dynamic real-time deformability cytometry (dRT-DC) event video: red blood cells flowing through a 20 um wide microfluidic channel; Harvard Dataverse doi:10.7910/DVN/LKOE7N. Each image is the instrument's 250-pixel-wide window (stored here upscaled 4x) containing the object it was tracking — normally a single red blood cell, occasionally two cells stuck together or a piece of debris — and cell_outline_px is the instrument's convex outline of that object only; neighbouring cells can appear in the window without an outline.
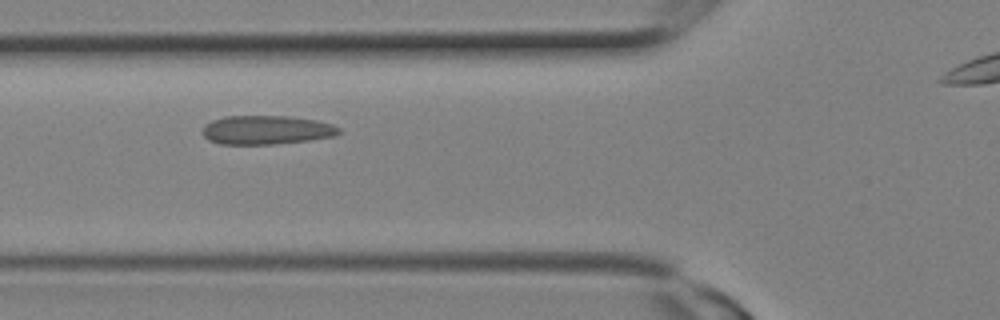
{"species": "Egyptian fruit bat (a non-hibernating species)", "species_latin": "Rousettus aegyptiacus", "temperature_condition": "room temperature", "stored_images_in_passage": 11, "camera_frame_rate_fps": 3000, "um_per_image_px": 0.085, "animal": {"sex": "female"}, "frame": {"image": 1, "passage_image": 7, "time_ms": 2.0, "image_size_px": [1000, 320], "cell_outline_px": [[340, 132], [332, 136], [308, 140], [272, 144], [220, 144], [208, 140], [200, 132], [204, 124], [212, 120], [224, 116], [288, 116], [316, 120], [332, 124], [340, 128]], "centroid_in_image_um": [22.58, 11.04], "position_along_channel_um": 103.2, "area_um2": 23.0}}
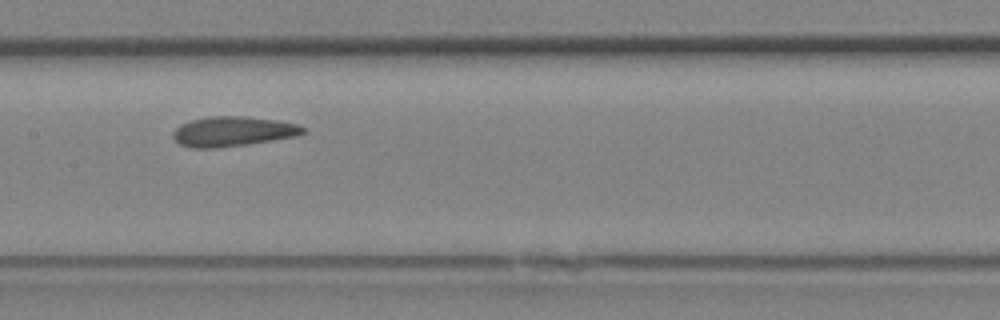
{"frame": {"image": 2, "passage_image": 10, "time_ms": 3.0, "image_size_px": [1000, 320], "cell_outline_px": [[308, 132], [296, 136], [248, 144], [216, 148], [188, 148], [180, 144], [172, 136], [172, 132], [180, 124], [192, 120], [208, 116], [244, 116], [276, 120], [296, 124], [304, 128]], "centroid_in_image_um": [19.77, 11.17], "position_along_channel_um": 187.6, "area_um2": 22.66}}